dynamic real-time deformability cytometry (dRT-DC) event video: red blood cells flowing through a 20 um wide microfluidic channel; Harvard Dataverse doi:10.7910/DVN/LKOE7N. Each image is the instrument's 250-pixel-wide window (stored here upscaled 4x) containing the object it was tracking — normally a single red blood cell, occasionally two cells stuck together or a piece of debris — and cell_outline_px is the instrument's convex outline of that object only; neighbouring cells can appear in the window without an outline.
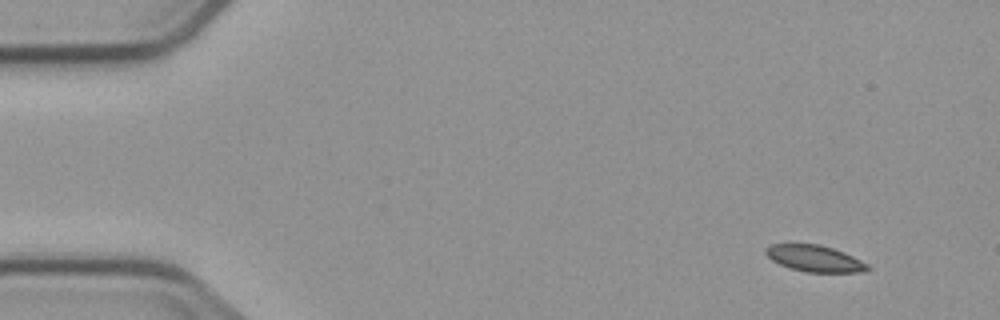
{"species": "common noctule bat (a hibernating species)", "species_latin": "Nyctalus noctula", "temperature_condition": "cold", "stored_images_in_passage": 6, "camera_frame_rate_fps": 3000, "um_per_image_px": 0.085, "animal": {"sex": "male", "body_mass_g": 23.1, "forearm_length_mm": 52.7}, "frame": {"image": 1, "passage_image": 1, "time_ms": 0.0, "image_size_px": [1000, 320], "cell_outline_px": [[868, 268], [860, 272], [808, 272], [792, 268], [780, 264], [772, 260], [764, 252], [764, 248], [772, 244], [820, 244], [844, 252], [868, 264]], "centroid_in_image_um": [69.21, 21.96], "position_along_channel_um": 15.8, "area_um2": 15.43}}
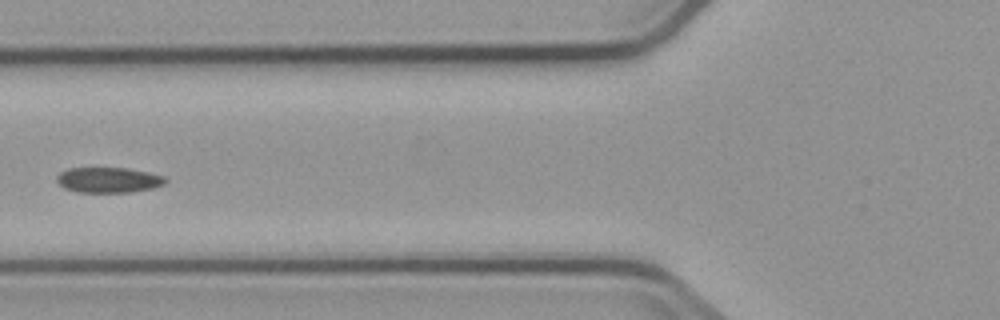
{"frame": {"image": 2, "passage_image": 5, "time_ms": 5.667, "image_size_px": [1000, 320], "cell_outline_px": [[168, 180], [164, 184], [152, 188], [128, 192], [76, 192], [64, 188], [56, 180], [56, 176], [60, 172], [68, 168], [128, 168], [148, 172], [164, 176]], "centroid_in_image_um": [9.21, 15.29], "position_along_channel_um": 116.6, "area_um2": 16.07}}
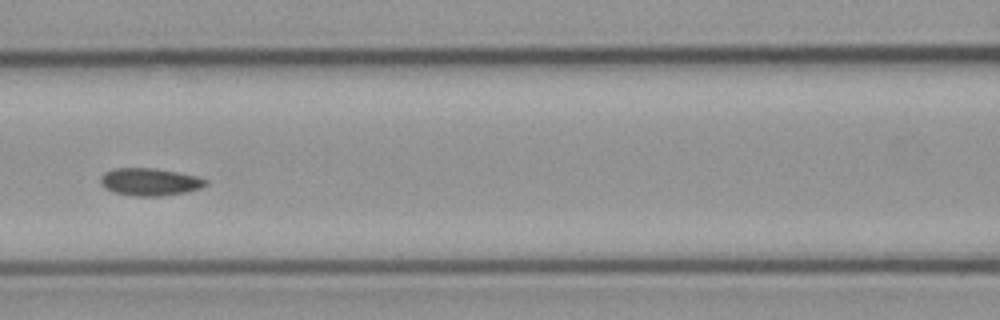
{"frame": {"image": 3, "passage_image": 6, "time_ms": 6.667, "image_size_px": [1000, 320], "cell_outline_px": [[208, 184], [200, 188], [188, 192], [160, 196], [132, 196], [112, 192], [104, 188], [100, 184], [100, 176], [104, 172], [116, 168], [152, 168], [176, 172], [196, 176], [208, 180]], "centroid_in_image_um": [12.7, 15.47], "position_along_channel_um": 153.9, "area_um2": 16.99}}